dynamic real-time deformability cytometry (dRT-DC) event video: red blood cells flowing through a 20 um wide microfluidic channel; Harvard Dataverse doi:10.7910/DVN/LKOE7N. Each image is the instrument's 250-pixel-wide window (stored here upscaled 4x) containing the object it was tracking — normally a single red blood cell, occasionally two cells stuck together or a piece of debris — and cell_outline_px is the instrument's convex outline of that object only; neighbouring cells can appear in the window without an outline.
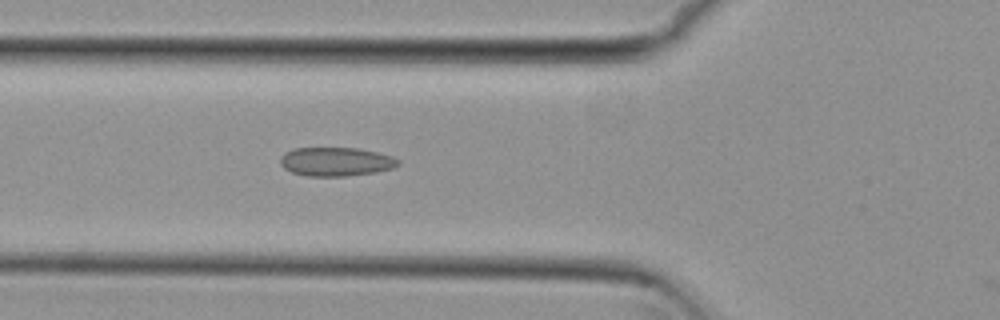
{"species": "common noctule bat (a hibernating species)", "species_latin": "Nyctalus noctula", "temperature_condition": "cold", "stored_images_in_passage": 8, "camera_frame_rate_fps": 3000, "um_per_image_px": 0.085, "animal": {"sex": "female", "body_mass_g": 29.2, "forearm_length_mm": 56.3}, "frame": {"image": 1, "passage_image": 7, "time_ms": 2.0, "image_size_px": [1000, 320], "cell_outline_px": [[400, 164], [392, 168], [376, 172], [348, 176], [308, 176], [292, 172], [284, 168], [280, 164], [280, 160], [284, 152], [292, 148], [356, 148], [376, 152], [392, 156], [400, 160]], "centroid_in_image_um": [28.55, 13.74], "position_along_channel_um": 97.3, "area_um2": 19.83}}